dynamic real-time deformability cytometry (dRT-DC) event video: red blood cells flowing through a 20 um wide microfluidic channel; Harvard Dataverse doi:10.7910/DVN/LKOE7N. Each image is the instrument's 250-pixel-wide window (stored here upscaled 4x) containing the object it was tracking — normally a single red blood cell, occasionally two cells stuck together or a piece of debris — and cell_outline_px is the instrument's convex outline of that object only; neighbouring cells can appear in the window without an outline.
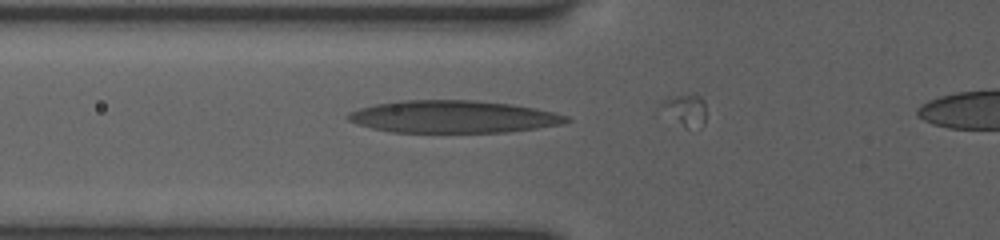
{"species": "human", "species_latin": "Homo sapiens", "temperature_condition": "room temperature", "stored_images_in_passage": 11, "camera_frame_rate_fps": 3000, "um_per_image_px": 0.085, "donor": {"sex": "female"}, "frame": {"image": 1, "passage_image": 7, "time_ms": 2.0, "image_size_px": [1000, 240], "cell_outline_px": [[572, 120], [560, 124], [536, 128], [508, 132], [392, 132], [372, 128], [356, 124], [348, 120], [348, 112], [360, 108], [376, 104], [408, 100], [476, 100], [508, 104], [532, 108], [552, 112], [568, 116]], "centroid_in_image_um": [38.5, 9.92], "position_along_channel_um": 87.3, "area_um2": 40.81}}
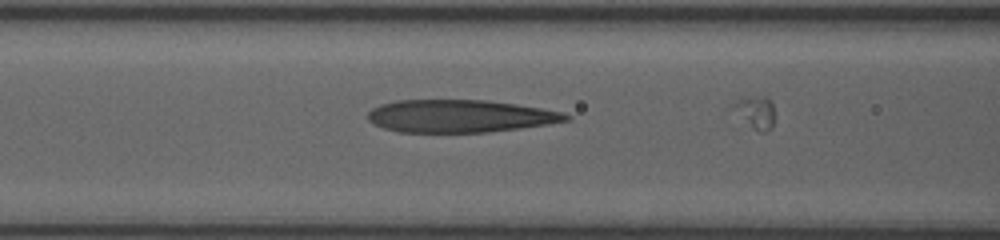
{"frame": {"image": 2, "passage_image": 10, "time_ms": 3.0, "image_size_px": [1000, 240], "cell_outline_px": [[568, 120], [544, 124], [516, 128], [484, 132], [400, 132], [384, 128], [368, 120], [368, 112], [372, 108], [384, 104], [400, 100], [484, 100], [540, 108], [560, 112], [568, 116]], "centroid_in_image_um": [39.01, 9.87], "position_along_channel_um": 127.6, "area_um2": 36.76}}